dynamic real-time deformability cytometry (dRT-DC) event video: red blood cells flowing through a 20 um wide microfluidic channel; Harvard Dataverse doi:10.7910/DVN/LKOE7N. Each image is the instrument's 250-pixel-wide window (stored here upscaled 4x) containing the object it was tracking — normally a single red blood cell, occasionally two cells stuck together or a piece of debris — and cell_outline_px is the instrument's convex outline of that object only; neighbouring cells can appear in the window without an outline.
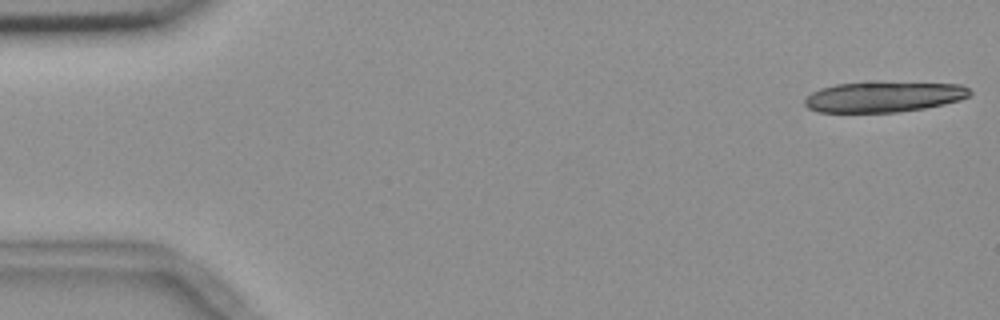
{"species": "common noctule bat (a hibernating species)", "species_latin": "Nyctalus noctula", "temperature_condition": "room temperature", "stored_images_in_passage": 12, "camera_frame_rate_fps": 3000, "um_per_image_px": 0.085, "animal": {"sex": "female", "body_mass_g": 18.4}, "frame": {"image": 1, "passage_image": 1, "time_ms": 0.0, "image_size_px": [1000, 320], "cell_outline_px": [[972, 92], [968, 96], [960, 100], [944, 104], [924, 108], [896, 112], [816, 112], [808, 108], [804, 104], [804, 100], [812, 92], [820, 88], [836, 84], [876, 80], [960, 84], [968, 88]], "centroid_in_image_um": [75.11, 8.19], "position_along_channel_um": 9.9, "area_um2": 30.17}}